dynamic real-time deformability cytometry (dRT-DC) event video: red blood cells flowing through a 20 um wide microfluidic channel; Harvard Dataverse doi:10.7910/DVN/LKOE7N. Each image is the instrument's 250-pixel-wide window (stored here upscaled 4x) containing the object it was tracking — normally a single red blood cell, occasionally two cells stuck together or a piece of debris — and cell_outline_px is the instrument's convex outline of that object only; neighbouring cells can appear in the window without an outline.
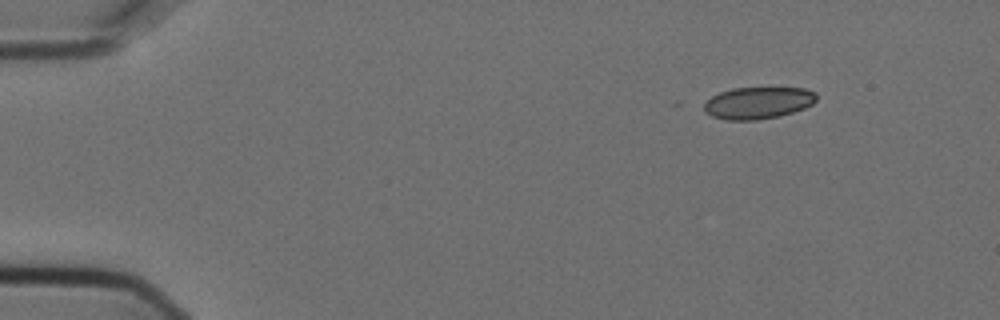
{"species": "Egyptian fruit bat (a non-hibernating species)", "species_latin": "Rousettus aegyptiacus", "temperature_condition": "cold", "stored_images_in_passage": 4, "camera_frame_rate_fps": 3000, "um_per_image_px": 0.085, "animal": {"sex": "female"}, "frame": {"image": 1, "passage_image": 1, "time_ms": 0.0, "image_size_px": [1000, 320], "cell_outline_px": [[816, 100], [812, 104], [804, 108], [792, 112], [776, 116], [756, 120], [724, 120], [712, 116], [704, 112], [704, 104], [712, 96], [720, 92], [732, 88], [804, 88], [816, 92]], "centroid_in_image_um": [64.41, 8.74], "position_along_channel_um": 20.6, "area_um2": 20.81}}
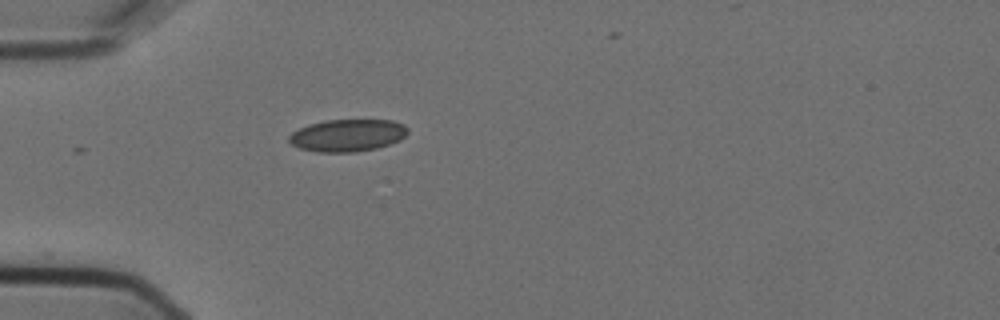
{"frame": {"image": 2, "passage_image": 3, "time_ms": 0.667, "image_size_px": [1000, 320], "cell_outline_px": [[408, 132], [400, 140], [376, 148], [356, 152], [316, 152], [300, 148], [292, 144], [288, 140], [288, 136], [292, 132], [308, 124], [324, 120], [392, 120], [404, 124], [408, 128]], "centroid_in_image_um": [29.53, 11.5], "position_along_channel_um": 55.5, "area_um2": 22.37}}